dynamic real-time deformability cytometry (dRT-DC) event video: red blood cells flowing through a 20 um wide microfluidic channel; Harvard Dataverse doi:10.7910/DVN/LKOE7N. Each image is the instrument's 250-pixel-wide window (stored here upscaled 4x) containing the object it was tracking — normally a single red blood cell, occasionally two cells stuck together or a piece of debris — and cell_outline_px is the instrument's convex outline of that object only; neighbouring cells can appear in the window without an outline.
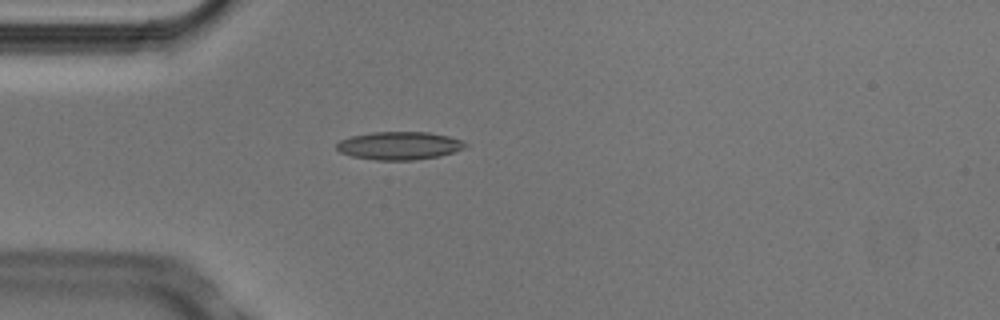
{"species": "Egyptian fruit bat (a non-hibernating species)", "species_latin": "Rousettus aegyptiacus", "temperature_condition": "cold", "stored_images_in_passage": 4, "camera_frame_rate_fps": 3000, "um_per_image_px": 0.085, "animal": {"sex": "male"}, "frame": {"image": 1, "passage_image": 4, "time_ms": 1.0, "image_size_px": [1000, 320], "cell_outline_px": [[468, 144], [464, 148], [440, 156], [412, 160], [376, 160], [352, 156], [340, 152], [336, 148], [336, 144], [340, 140], [352, 136], [372, 132], [428, 132], [448, 136], [460, 140]], "centroid_in_image_um": [33.92, 12.38], "position_along_channel_um": 51.1, "area_um2": 20.87}}